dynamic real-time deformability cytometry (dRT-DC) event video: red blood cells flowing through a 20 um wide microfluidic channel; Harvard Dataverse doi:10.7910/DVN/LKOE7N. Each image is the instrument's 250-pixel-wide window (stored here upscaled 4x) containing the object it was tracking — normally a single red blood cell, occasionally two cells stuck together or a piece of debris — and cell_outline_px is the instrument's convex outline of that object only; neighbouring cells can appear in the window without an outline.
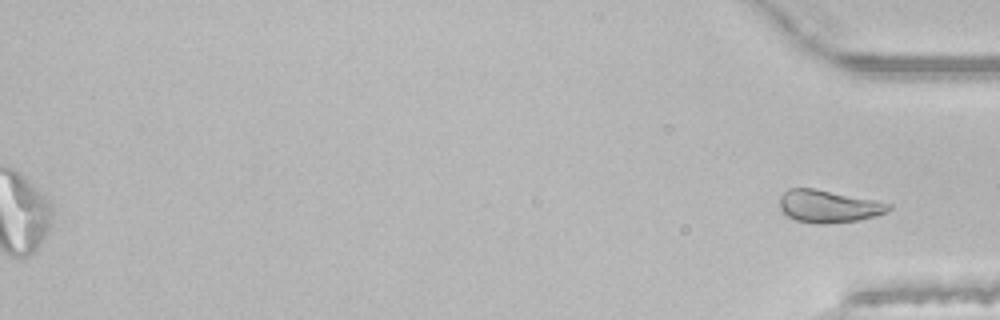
{"species": "common noctule bat (a hibernating species)", "species_latin": "Nyctalus noctula", "temperature_condition": "room temperature", "stored_images_in_passage": 50, "segment_of_instrument_passage": [2, 2], "camera_frame_rate_fps": 3000, "um_per_image_px": 0.085, "animal": {"sex": "male", "body_mass_g": 21.5, "forearm_length_mm": 52.0}, "frame": {"image": 1, "passage_image": 50, "time_ms": 16.333, "image_size_px": [1000, 320], "cell_outline_px": [[892, 208], [888, 212], [876, 216], [860, 220], [824, 224], [816, 224], [796, 220], [780, 212], [780, 196], [788, 188], [816, 188], [892, 204]], "centroid_in_image_um": [70.41, 17.54], "position_along_channel_um": 364.8, "area_um2": 20.81}}